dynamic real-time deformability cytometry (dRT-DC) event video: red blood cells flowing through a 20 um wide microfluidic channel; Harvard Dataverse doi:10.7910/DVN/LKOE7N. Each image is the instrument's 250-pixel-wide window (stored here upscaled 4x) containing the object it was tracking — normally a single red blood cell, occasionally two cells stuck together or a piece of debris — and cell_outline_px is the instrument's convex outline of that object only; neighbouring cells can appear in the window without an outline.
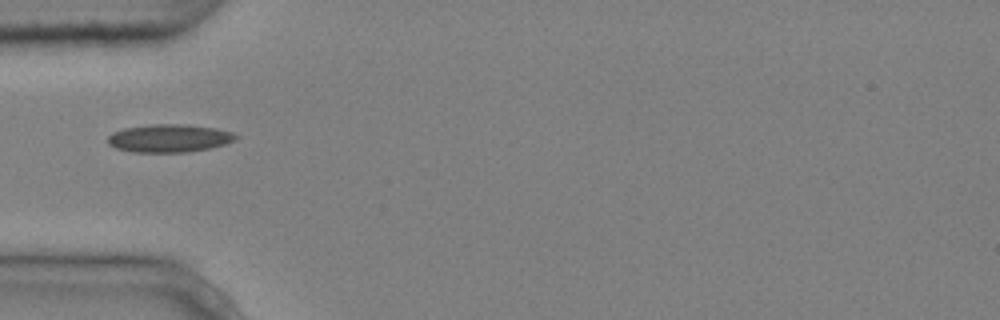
{"species": "common noctule bat (a hibernating species)", "species_latin": "Nyctalus noctula", "temperature_condition": "cold", "stored_images_in_passage": 3, "camera_frame_rate_fps": 3000, "um_per_image_px": 0.085, "animal": {"sex": "male", "body_mass_g": 20.4}, "frame": {"image": 1, "passage_image": 2, "time_ms": 0.333, "image_size_px": [1000, 320], "cell_outline_px": [[240, 136], [236, 140], [224, 144], [208, 148], [188, 152], [132, 152], [116, 148], [108, 144], [108, 136], [112, 132], [124, 128], [152, 124], [180, 124], [216, 128], [232, 132]], "centroid_in_image_um": [14.38, 11.75], "position_along_channel_um": 70.6, "area_um2": 20.87}}